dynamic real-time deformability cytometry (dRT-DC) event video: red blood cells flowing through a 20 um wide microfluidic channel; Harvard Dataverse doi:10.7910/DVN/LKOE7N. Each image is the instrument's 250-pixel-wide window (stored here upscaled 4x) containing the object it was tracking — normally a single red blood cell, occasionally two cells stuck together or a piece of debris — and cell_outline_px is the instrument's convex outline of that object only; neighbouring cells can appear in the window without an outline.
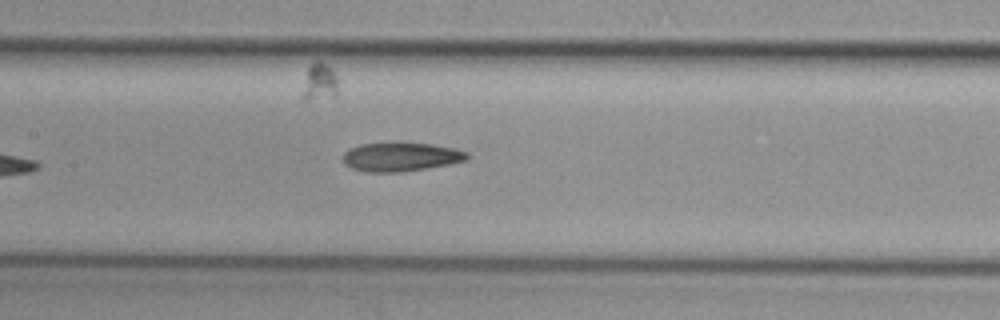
{"species": "common noctule bat (a hibernating species)", "species_latin": "Nyctalus noctula", "temperature_condition": "cold", "stored_images_in_passage": 7, "camera_frame_rate_fps": 3000, "um_per_image_px": 0.085, "animal": {"sex": "female", "body_mass_g": 29.2, "forearm_length_mm": 56.3}, "frame": {"image": 1, "passage_image": 7, "time_ms": 2.0, "image_size_px": [1000, 320], "cell_outline_px": [[468, 160], [448, 164], [400, 172], [368, 172], [352, 168], [344, 164], [344, 152], [348, 148], [360, 144], [396, 140], [400, 140], [432, 144], [456, 148], [468, 152]], "centroid_in_image_um": [34.06, 13.28], "position_along_channel_um": 173.3, "area_um2": 21.56}}